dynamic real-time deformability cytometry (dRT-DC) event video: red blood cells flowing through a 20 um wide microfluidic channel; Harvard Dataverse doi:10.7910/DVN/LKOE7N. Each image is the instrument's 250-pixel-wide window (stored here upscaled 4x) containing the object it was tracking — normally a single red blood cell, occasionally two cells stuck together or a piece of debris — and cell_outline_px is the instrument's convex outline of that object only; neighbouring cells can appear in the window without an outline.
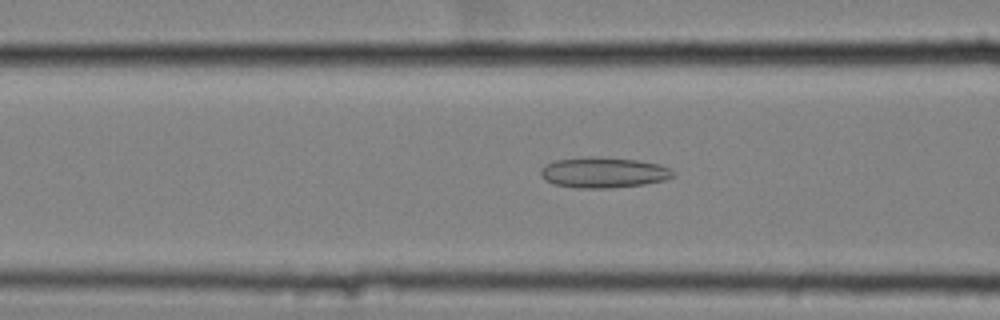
{"species": "common noctule bat (a hibernating species)", "species_latin": "Nyctalus noctula", "temperature_condition": "cold", "stored_images_in_passage": 59, "camera_frame_rate_fps": 3000, "um_per_image_px": 0.085, "animal": {"sex": "female", "body_mass_g": 25.1}, "frame": {"image": 1, "passage_image": 25, "time_ms": 8.0, "image_size_px": [1000, 320], "cell_outline_px": [[676, 176], [664, 180], [644, 184], [608, 188], [576, 188], [552, 184], [544, 180], [540, 176], [540, 168], [556, 160], [588, 156], [596, 156], [636, 160], [660, 164], [676, 172]], "centroid_in_image_um": [51.28, 14.66], "position_along_channel_um": 115.3, "area_um2": 23.81}}
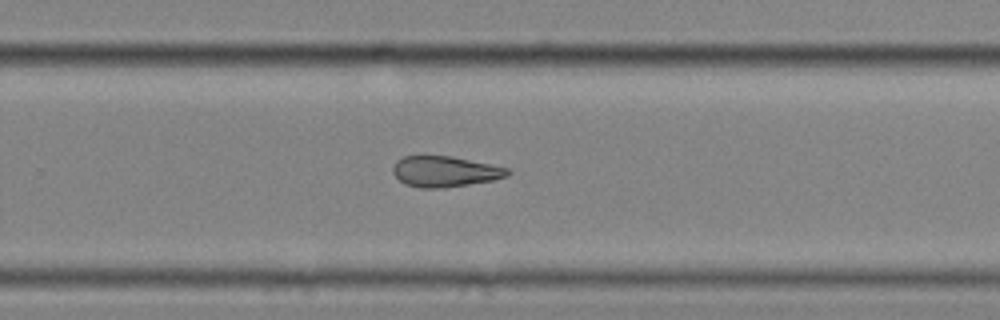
{"frame": {"image": 2, "passage_image": 40, "time_ms": 13.0, "image_size_px": [1000, 320], "cell_outline_px": [[512, 172], [508, 176], [492, 180], [444, 188], [420, 188], [404, 184], [392, 172], [392, 168], [396, 160], [404, 156], [452, 156], [492, 164], [508, 168]], "centroid_in_image_um": [37.82, 14.57], "position_along_channel_um": 292.0, "area_um2": 20.63}}
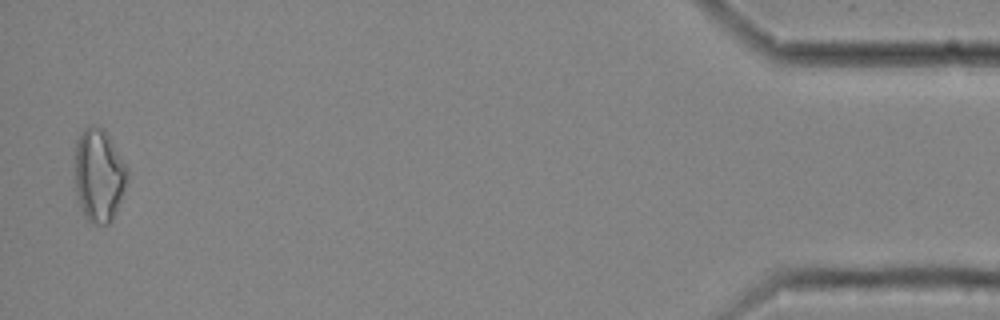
{"frame": {"image": 3, "passage_image": 58, "time_ms": 19.0, "image_size_px": [1000, 320], "cell_outline_px": [[128, 180], [112, 220], [108, 224], [92, 224], [84, 216], [76, 192], [76, 140], [84, 128], [92, 124], [104, 128], [128, 168]], "centroid_in_image_um": [8.42, 14.88], "position_along_channel_um": 426.8, "area_um2": 28.32}, "authors_computed_cell_mechanics": {"area_um2": 24.3916, "velocity_mm_per_s": 3.5397, "shape_relaxation_time_tau1_ms": null, "shape_relaxation_time_tau2_ms": 4.8944, "deformation_change_tau1": null, "deformation_change_tau2": 0.1349}}